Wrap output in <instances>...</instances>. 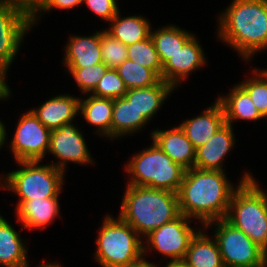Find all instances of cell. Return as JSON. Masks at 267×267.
Segmentation results:
<instances>
[{
  "label": "cell",
  "instance_id": "1",
  "mask_svg": "<svg viewBox=\"0 0 267 267\" xmlns=\"http://www.w3.org/2000/svg\"><path fill=\"white\" fill-rule=\"evenodd\" d=\"M236 189L224 171L187 169L177 192L180 213L199 219L201 227H204L211 221L226 217Z\"/></svg>",
  "mask_w": 267,
  "mask_h": 267
},
{
  "label": "cell",
  "instance_id": "2",
  "mask_svg": "<svg viewBox=\"0 0 267 267\" xmlns=\"http://www.w3.org/2000/svg\"><path fill=\"white\" fill-rule=\"evenodd\" d=\"M223 12L217 36L243 60L267 49V0H233Z\"/></svg>",
  "mask_w": 267,
  "mask_h": 267
},
{
  "label": "cell",
  "instance_id": "3",
  "mask_svg": "<svg viewBox=\"0 0 267 267\" xmlns=\"http://www.w3.org/2000/svg\"><path fill=\"white\" fill-rule=\"evenodd\" d=\"M125 188L118 216L142 239L181 214L177 193L128 184Z\"/></svg>",
  "mask_w": 267,
  "mask_h": 267
},
{
  "label": "cell",
  "instance_id": "4",
  "mask_svg": "<svg viewBox=\"0 0 267 267\" xmlns=\"http://www.w3.org/2000/svg\"><path fill=\"white\" fill-rule=\"evenodd\" d=\"M225 219L267 253V194L251 173L242 176Z\"/></svg>",
  "mask_w": 267,
  "mask_h": 267
},
{
  "label": "cell",
  "instance_id": "5",
  "mask_svg": "<svg viewBox=\"0 0 267 267\" xmlns=\"http://www.w3.org/2000/svg\"><path fill=\"white\" fill-rule=\"evenodd\" d=\"M96 239V262L102 267H126L143 258V239L119 216L106 215Z\"/></svg>",
  "mask_w": 267,
  "mask_h": 267
},
{
  "label": "cell",
  "instance_id": "6",
  "mask_svg": "<svg viewBox=\"0 0 267 267\" xmlns=\"http://www.w3.org/2000/svg\"><path fill=\"white\" fill-rule=\"evenodd\" d=\"M128 185L146 186L177 193L186 169L175 163L152 140L150 147L136 153L127 162Z\"/></svg>",
  "mask_w": 267,
  "mask_h": 267
},
{
  "label": "cell",
  "instance_id": "7",
  "mask_svg": "<svg viewBox=\"0 0 267 267\" xmlns=\"http://www.w3.org/2000/svg\"><path fill=\"white\" fill-rule=\"evenodd\" d=\"M20 169L0 176V187L19 196V201L59 197L64 171L41 161H17ZM2 182V183H1Z\"/></svg>",
  "mask_w": 267,
  "mask_h": 267
},
{
  "label": "cell",
  "instance_id": "8",
  "mask_svg": "<svg viewBox=\"0 0 267 267\" xmlns=\"http://www.w3.org/2000/svg\"><path fill=\"white\" fill-rule=\"evenodd\" d=\"M212 225L224 267H267V253L244 232L225 218L211 221L204 228Z\"/></svg>",
  "mask_w": 267,
  "mask_h": 267
},
{
  "label": "cell",
  "instance_id": "9",
  "mask_svg": "<svg viewBox=\"0 0 267 267\" xmlns=\"http://www.w3.org/2000/svg\"><path fill=\"white\" fill-rule=\"evenodd\" d=\"M191 220V218L180 214L174 220L152 231L143 239V241L145 240L143 243L147 242L143 244V255L155 250L171 260L184 259L190 241L199 231L198 229H195V231L191 228Z\"/></svg>",
  "mask_w": 267,
  "mask_h": 267
},
{
  "label": "cell",
  "instance_id": "10",
  "mask_svg": "<svg viewBox=\"0 0 267 267\" xmlns=\"http://www.w3.org/2000/svg\"><path fill=\"white\" fill-rule=\"evenodd\" d=\"M10 142L15 161H42L50 147L51 130L31 110L21 114Z\"/></svg>",
  "mask_w": 267,
  "mask_h": 267
},
{
  "label": "cell",
  "instance_id": "11",
  "mask_svg": "<svg viewBox=\"0 0 267 267\" xmlns=\"http://www.w3.org/2000/svg\"><path fill=\"white\" fill-rule=\"evenodd\" d=\"M30 28L32 21L26 15L0 0V64L7 70L13 64Z\"/></svg>",
  "mask_w": 267,
  "mask_h": 267
},
{
  "label": "cell",
  "instance_id": "12",
  "mask_svg": "<svg viewBox=\"0 0 267 267\" xmlns=\"http://www.w3.org/2000/svg\"><path fill=\"white\" fill-rule=\"evenodd\" d=\"M73 124L74 122L51 130L50 135L48 152L58 159L57 163L53 162L51 165L64 172L68 162L81 165L93 162L84 135Z\"/></svg>",
  "mask_w": 267,
  "mask_h": 267
},
{
  "label": "cell",
  "instance_id": "13",
  "mask_svg": "<svg viewBox=\"0 0 267 267\" xmlns=\"http://www.w3.org/2000/svg\"><path fill=\"white\" fill-rule=\"evenodd\" d=\"M196 37H192L181 49L174 53L163 65L161 79L177 88L193 71L202 68L205 53ZM183 80V81H182Z\"/></svg>",
  "mask_w": 267,
  "mask_h": 267
},
{
  "label": "cell",
  "instance_id": "14",
  "mask_svg": "<svg viewBox=\"0 0 267 267\" xmlns=\"http://www.w3.org/2000/svg\"><path fill=\"white\" fill-rule=\"evenodd\" d=\"M233 130L232 125L225 123L207 143L196 148L194 167L201 170L225 171L222 162L235 144Z\"/></svg>",
  "mask_w": 267,
  "mask_h": 267
},
{
  "label": "cell",
  "instance_id": "15",
  "mask_svg": "<svg viewBox=\"0 0 267 267\" xmlns=\"http://www.w3.org/2000/svg\"><path fill=\"white\" fill-rule=\"evenodd\" d=\"M225 123L222 104L216 100L197 117L186 119L179 126L196 149L207 143Z\"/></svg>",
  "mask_w": 267,
  "mask_h": 267
},
{
  "label": "cell",
  "instance_id": "16",
  "mask_svg": "<svg viewBox=\"0 0 267 267\" xmlns=\"http://www.w3.org/2000/svg\"><path fill=\"white\" fill-rule=\"evenodd\" d=\"M151 139L175 163L186 170L194 167L196 149L180 126H175L170 130L157 128L151 132Z\"/></svg>",
  "mask_w": 267,
  "mask_h": 267
},
{
  "label": "cell",
  "instance_id": "17",
  "mask_svg": "<svg viewBox=\"0 0 267 267\" xmlns=\"http://www.w3.org/2000/svg\"><path fill=\"white\" fill-rule=\"evenodd\" d=\"M80 97L64 94L57 95L41 104L38 109H30L39 121L48 129H59L72 123L79 115Z\"/></svg>",
  "mask_w": 267,
  "mask_h": 267
},
{
  "label": "cell",
  "instance_id": "18",
  "mask_svg": "<svg viewBox=\"0 0 267 267\" xmlns=\"http://www.w3.org/2000/svg\"><path fill=\"white\" fill-rule=\"evenodd\" d=\"M66 45L63 62L66 68H84L103 62L101 31L90 36H71Z\"/></svg>",
  "mask_w": 267,
  "mask_h": 267
},
{
  "label": "cell",
  "instance_id": "19",
  "mask_svg": "<svg viewBox=\"0 0 267 267\" xmlns=\"http://www.w3.org/2000/svg\"><path fill=\"white\" fill-rule=\"evenodd\" d=\"M59 210V197L18 201L16 222L22 223L21 230L44 229L59 216Z\"/></svg>",
  "mask_w": 267,
  "mask_h": 267
},
{
  "label": "cell",
  "instance_id": "20",
  "mask_svg": "<svg viewBox=\"0 0 267 267\" xmlns=\"http://www.w3.org/2000/svg\"><path fill=\"white\" fill-rule=\"evenodd\" d=\"M173 90L175 88L171 84L161 79L149 87L128 89L124 97L149 121Z\"/></svg>",
  "mask_w": 267,
  "mask_h": 267
},
{
  "label": "cell",
  "instance_id": "21",
  "mask_svg": "<svg viewBox=\"0 0 267 267\" xmlns=\"http://www.w3.org/2000/svg\"><path fill=\"white\" fill-rule=\"evenodd\" d=\"M198 229L199 231L190 241L184 261L190 267H224L215 238L205 235L204 227Z\"/></svg>",
  "mask_w": 267,
  "mask_h": 267
},
{
  "label": "cell",
  "instance_id": "22",
  "mask_svg": "<svg viewBox=\"0 0 267 267\" xmlns=\"http://www.w3.org/2000/svg\"><path fill=\"white\" fill-rule=\"evenodd\" d=\"M233 87L227 96L216 98L222 104L225 122L232 125L238 120L263 119L264 117L259 113L248 93L239 84H235Z\"/></svg>",
  "mask_w": 267,
  "mask_h": 267
},
{
  "label": "cell",
  "instance_id": "23",
  "mask_svg": "<svg viewBox=\"0 0 267 267\" xmlns=\"http://www.w3.org/2000/svg\"><path fill=\"white\" fill-rule=\"evenodd\" d=\"M20 235L0 215V265L4 267H25L28 265V250Z\"/></svg>",
  "mask_w": 267,
  "mask_h": 267
},
{
  "label": "cell",
  "instance_id": "24",
  "mask_svg": "<svg viewBox=\"0 0 267 267\" xmlns=\"http://www.w3.org/2000/svg\"><path fill=\"white\" fill-rule=\"evenodd\" d=\"M148 122L125 97L113 99L111 140L137 133Z\"/></svg>",
  "mask_w": 267,
  "mask_h": 267
},
{
  "label": "cell",
  "instance_id": "25",
  "mask_svg": "<svg viewBox=\"0 0 267 267\" xmlns=\"http://www.w3.org/2000/svg\"><path fill=\"white\" fill-rule=\"evenodd\" d=\"M113 99L99 98L90 94L88 98L80 99L79 113L87 123L95 126L96 133L111 139V123Z\"/></svg>",
  "mask_w": 267,
  "mask_h": 267
},
{
  "label": "cell",
  "instance_id": "26",
  "mask_svg": "<svg viewBox=\"0 0 267 267\" xmlns=\"http://www.w3.org/2000/svg\"><path fill=\"white\" fill-rule=\"evenodd\" d=\"M109 22L110 28L105 29L110 35L128 46L145 40L151 35V25L143 16L134 15L122 18L119 14Z\"/></svg>",
  "mask_w": 267,
  "mask_h": 267
},
{
  "label": "cell",
  "instance_id": "27",
  "mask_svg": "<svg viewBox=\"0 0 267 267\" xmlns=\"http://www.w3.org/2000/svg\"><path fill=\"white\" fill-rule=\"evenodd\" d=\"M151 39L162 65L179 49H181L195 34L187 32L176 25L163 26L156 31L151 30Z\"/></svg>",
  "mask_w": 267,
  "mask_h": 267
},
{
  "label": "cell",
  "instance_id": "28",
  "mask_svg": "<svg viewBox=\"0 0 267 267\" xmlns=\"http://www.w3.org/2000/svg\"><path fill=\"white\" fill-rule=\"evenodd\" d=\"M116 70L127 89L149 87L161 80L152 69L129 59H126Z\"/></svg>",
  "mask_w": 267,
  "mask_h": 267
},
{
  "label": "cell",
  "instance_id": "29",
  "mask_svg": "<svg viewBox=\"0 0 267 267\" xmlns=\"http://www.w3.org/2000/svg\"><path fill=\"white\" fill-rule=\"evenodd\" d=\"M127 59L152 69L160 78L162 63L155 49L151 36L145 40L127 46Z\"/></svg>",
  "mask_w": 267,
  "mask_h": 267
},
{
  "label": "cell",
  "instance_id": "30",
  "mask_svg": "<svg viewBox=\"0 0 267 267\" xmlns=\"http://www.w3.org/2000/svg\"><path fill=\"white\" fill-rule=\"evenodd\" d=\"M253 76L250 79L239 83L248 93L259 113L267 118V69H253Z\"/></svg>",
  "mask_w": 267,
  "mask_h": 267
},
{
  "label": "cell",
  "instance_id": "31",
  "mask_svg": "<svg viewBox=\"0 0 267 267\" xmlns=\"http://www.w3.org/2000/svg\"><path fill=\"white\" fill-rule=\"evenodd\" d=\"M108 69V66L101 62L84 68H67V71L73 76L81 93L90 95Z\"/></svg>",
  "mask_w": 267,
  "mask_h": 267
},
{
  "label": "cell",
  "instance_id": "32",
  "mask_svg": "<svg viewBox=\"0 0 267 267\" xmlns=\"http://www.w3.org/2000/svg\"><path fill=\"white\" fill-rule=\"evenodd\" d=\"M101 56L109 69H116L127 59V46L101 30Z\"/></svg>",
  "mask_w": 267,
  "mask_h": 267
},
{
  "label": "cell",
  "instance_id": "33",
  "mask_svg": "<svg viewBox=\"0 0 267 267\" xmlns=\"http://www.w3.org/2000/svg\"><path fill=\"white\" fill-rule=\"evenodd\" d=\"M127 88L116 69H108L91 95L99 98L117 99L124 97Z\"/></svg>",
  "mask_w": 267,
  "mask_h": 267
},
{
  "label": "cell",
  "instance_id": "34",
  "mask_svg": "<svg viewBox=\"0 0 267 267\" xmlns=\"http://www.w3.org/2000/svg\"><path fill=\"white\" fill-rule=\"evenodd\" d=\"M4 1L10 4L14 9L26 15L32 21V27L36 25L38 18L42 15L41 14L42 11L49 2V0H4Z\"/></svg>",
  "mask_w": 267,
  "mask_h": 267
},
{
  "label": "cell",
  "instance_id": "35",
  "mask_svg": "<svg viewBox=\"0 0 267 267\" xmlns=\"http://www.w3.org/2000/svg\"><path fill=\"white\" fill-rule=\"evenodd\" d=\"M84 3L97 17L108 23L119 11L117 0H83Z\"/></svg>",
  "mask_w": 267,
  "mask_h": 267
},
{
  "label": "cell",
  "instance_id": "36",
  "mask_svg": "<svg viewBox=\"0 0 267 267\" xmlns=\"http://www.w3.org/2000/svg\"><path fill=\"white\" fill-rule=\"evenodd\" d=\"M81 4H83V0H49L47 6L42 12H49L50 10L52 11V9L54 8L59 10H69Z\"/></svg>",
  "mask_w": 267,
  "mask_h": 267
},
{
  "label": "cell",
  "instance_id": "37",
  "mask_svg": "<svg viewBox=\"0 0 267 267\" xmlns=\"http://www.w3.org/2000/svg\"><path fill=\"white\" fill-rule=\"evenodd\" d=\"M8 70L0 64V101L10 97L11 90L6 82Z\"/></svg>",
  "mask_w": 267,
  "mask_h": 267
},
{
  "label": "cell",
  "instance_id": "38",
  "mask_svg": "<svg viewBox=\"0 0 267 267\" xmlns=\"http://www.w3.org/2000/svg\"><path fill=\"white\" fill-rule=\"evenodd\" d=\"M159 266L160 265L157 266V264L151 263L150 261H146V259L143 257L140 261L126 267H159Z\"/></svg>",
  "mask_w": 267,
  "mask_h": 267
},
{
  "label": "cell",
  "instance_id": "39",
  "mask_svg": "<svg viewBox=\"0 0 267 267\" xmlns=\"http://www.w3.org/2000/svg\"><path fill=\"white\" fill-rule=\"evenodd\" d=\"M165 267H190L184 259L181 260H169L167 261V265Z\"/></svg>",
  "mask_w": 267,
  "mask_h": 267
},
{
  "label": "cell",
  "instance_id": "40",
  "mask_svg": "<svg viewBox=\"0 0 267 267\" xmlns=\"http://www.w3.org/2000/svg\"><path fill=\"white\" fill-rule=\"evenodd\" d=\"M6 135H7L6 127L4 126V124L0 120V149L6 143V139H7Z\"/></svg>",
  "mask_w": 267,
  "mask_h": 267
},
{
  "label": "cell",
  "instance_id": "41",
  "mask_svg": "<svg viewBox=\"0 0 267 267\" xmlns=\"http://www.w3.org/2000/svg\"><path fill=\"white\" fill-rule=\"evenodd\" d=\"M30 264H28L27 266L25 267H30L29 266ZM37 267H62L60 263H54V262H51V263H47V262H44L43 264H40V265H37Z\"/></svg>",
  "mask_w": 267,
  "mask_h": 267
}]
</instances>
